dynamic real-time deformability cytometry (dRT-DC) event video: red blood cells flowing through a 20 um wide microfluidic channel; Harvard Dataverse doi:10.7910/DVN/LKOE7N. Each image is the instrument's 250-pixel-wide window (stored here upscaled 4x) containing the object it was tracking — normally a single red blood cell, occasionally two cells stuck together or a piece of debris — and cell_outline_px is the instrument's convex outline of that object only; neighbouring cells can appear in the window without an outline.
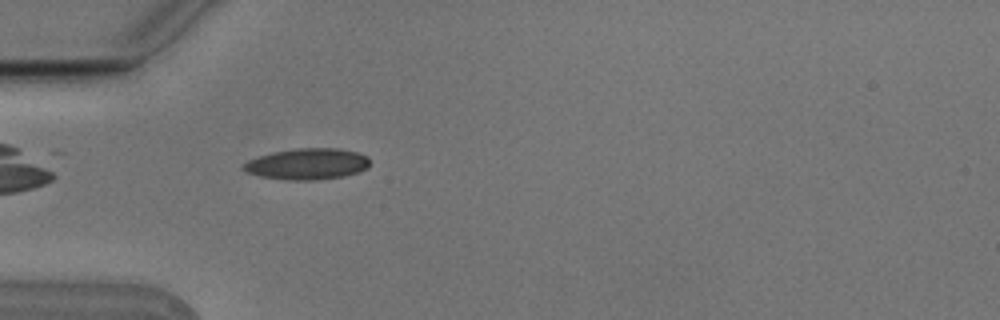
{"species": "Egyptian fruit bat (a non-hibernating species)", "species_latin": "Rousettus aegyptiacus", "temperature_condition": "cold", "stored_images_in_passage": 3, "camera_frame_rate_fps": 3000, "um_per_image_px": 0.085, "animal": {"sex": "male"}, "frame": {"image": 1, "passage_image": 3, "time_ms": 0.667, "image_size_px": [1000, 320], "cell_outline_px": [[368, 168], [360, 172], [344, 176], [312, 180], [292, 180], [260, 176], [248, 172], [240, 168], [248, 160], [260, 156], [276, 152], [296, 148], [336, 148], [356, 152], [368, 156]], "centroid_in_image_um": [26.15, 13.94], "position_along_channel_um": 58.9, "area_um2": 22.72}}